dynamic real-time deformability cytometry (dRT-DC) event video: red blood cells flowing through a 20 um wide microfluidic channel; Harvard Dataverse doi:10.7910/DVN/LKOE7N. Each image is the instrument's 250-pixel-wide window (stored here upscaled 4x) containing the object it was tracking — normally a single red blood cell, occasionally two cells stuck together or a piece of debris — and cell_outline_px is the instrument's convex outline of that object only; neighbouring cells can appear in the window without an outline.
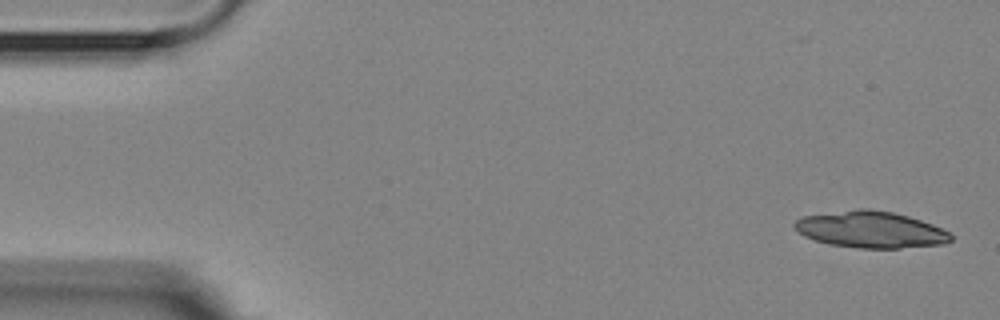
{"species": "Egyptian fruit bat (a non-hibernating species)", "species_latin": "Rousettus aegyptiacus", "temperature_condition": "room temperature", "stored_images_in_passage": 6, "camera_frame_rate_fps": 3000, "um_per_image_px": 0.085, "animal": {"sex": "female"}, "frame": {"image": 1, "passage_image": 1, "time_ms": 0.0, "image_size_px": [1000, 320], "cell_outline_px": [[952, 240], [944, 244], [900, 248], [860, 248], [828, 244], [804, 236], [792, 224], [796, 220], [804, 216], [860, 208], [868, 208], [892, 212], [908, 216], [932, 224], [948, 232], [952, 236]], "centroid_in_image_um": [74.01, 19.51], "position_along_channel_um": 11.0, "area_um2": 33.06}}